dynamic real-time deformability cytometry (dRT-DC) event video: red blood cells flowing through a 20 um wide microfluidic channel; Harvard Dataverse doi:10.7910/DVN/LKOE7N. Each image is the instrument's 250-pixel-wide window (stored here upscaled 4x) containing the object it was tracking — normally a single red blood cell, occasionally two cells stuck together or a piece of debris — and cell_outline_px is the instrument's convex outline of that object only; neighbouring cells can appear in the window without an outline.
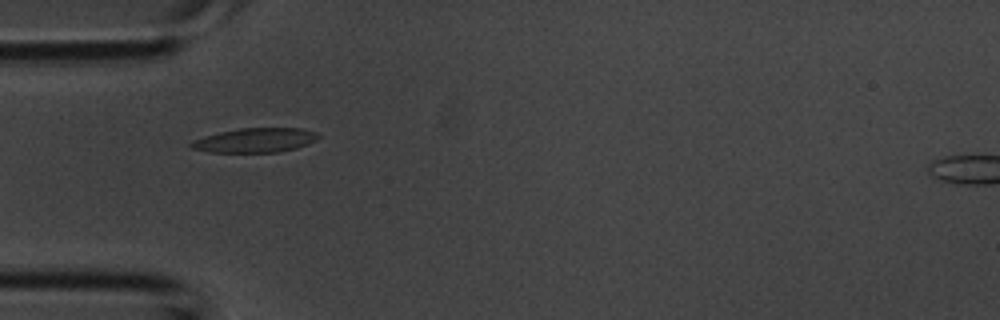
{"species": "common noctule bat (a hibernating species)", "species_latin": "Nyctalus noctula", "temperature_condition": "room temperature", "stored_images_in_passage": 33, "camera_frame_rate_fps": 3000, "um_per_image_px": 0.085, "animal": {"sex": "male", "body_mass_g": 20.1, "forearm_length_mm": 53.5}, "frame": {"image": 1, "passage_image": 6, "time_ms": 1.667, "image_size_px": [1000, 320], "cell_outline_px": [[320, 136], [316, 140], [308, 144], [296, 148], [280, 152], [212, 152], [188, 148], [188, 144], [192, 140], [204, 136], [220, 132], [240, 128], [304, 128], [316, 132]], "centroid_in_image_um": [21.67, 11.92], "position_along_channel_um": 63.3, "area_um2": 18.21}}
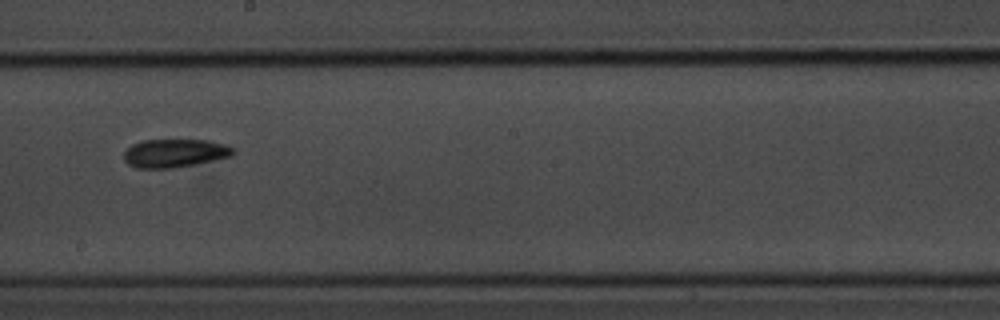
{"frame": {"image": 2, "passage_image": 16, "time_ms": 5.0, "image_size_px": [1000, 320], "cell_outline_px": [[236, 152], [232, 156], [196, 164], [172, 168], [136, 168], [128, 164], [124, 160], [124, 152], [132, 144], [144, 140], [208, 140], [224, 144], [236, 148]], "centroid_in_image_um": [14.88, 13.02], "position_along_channel_um": 233.3, "area_um2": 18.15}}
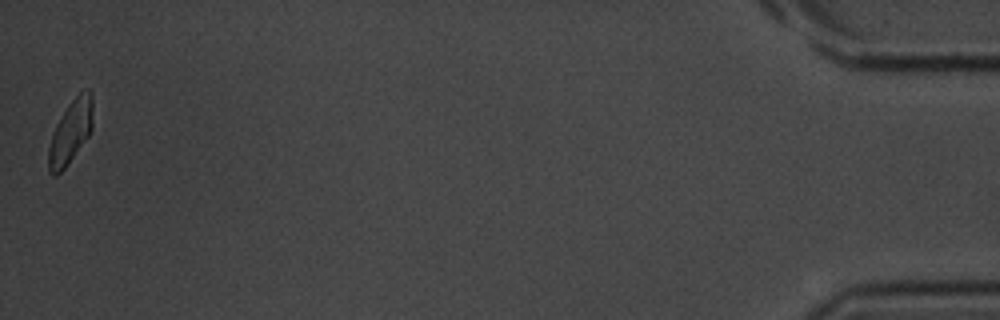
{"frame": {"image": 3, "passage_image": 33, "time_ms": 10.667, "image_size_px": [1000, 320], "cell_outline_px": [[92, 128], [88, 136], [64, 168], [56, 176], [52, 176], [48, 172], [48, 148], [56, 124], [68, 104], [84, 88], [88, 88], [92, 92]], "centroid_in_image_um": [5.99, 11.19], "position_along_channel_um": 429.2, "area_um2": 16.24}}